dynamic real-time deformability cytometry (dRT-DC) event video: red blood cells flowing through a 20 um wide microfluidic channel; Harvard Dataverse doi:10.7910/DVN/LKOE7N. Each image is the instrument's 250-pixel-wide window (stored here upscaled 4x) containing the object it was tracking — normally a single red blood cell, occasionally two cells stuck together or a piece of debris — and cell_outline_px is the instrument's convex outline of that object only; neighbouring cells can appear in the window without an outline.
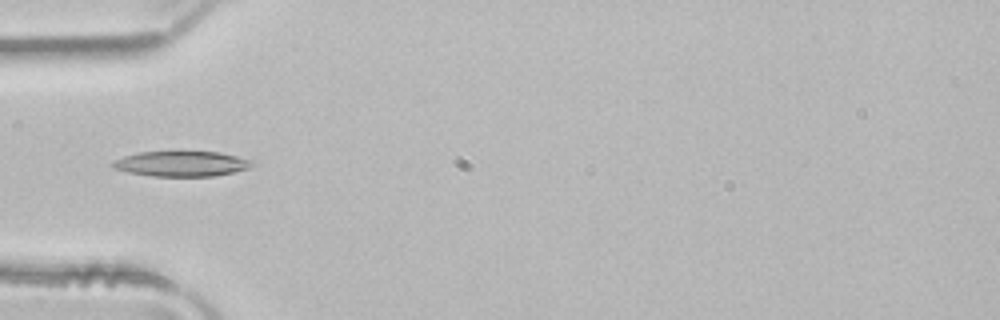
{"species": "common noctule bat (a hibernating species)", "species_latin": "Nyctalus noctula", "temperature_condition": "room temperature", "stored_images_in_passage": 35, "camera_frame_rate_fps": 3000, "um_per_image_px": 0.085, "animal": {"sex": "male", "body_mass_g": 21.5, "forearm_length_mm": 52.0}, "frame": {"image": 1, "passage_image": 1, "time_ms": 0.0, "image_size_px": [1000, 320], "cell_outline_px": [[256, 164], [248, 168], [216, 176], [152, 176], [128, 172], [116, 168], [112, 164], [112, 160], [124, 156], [140, 152], [176, 148], [180, 148], [220, 152], [252, 160]], "centroid_in_image_um": [15.44, 13.86], "position_along_channel_um": 69.6, "area_um2": 21.56}}
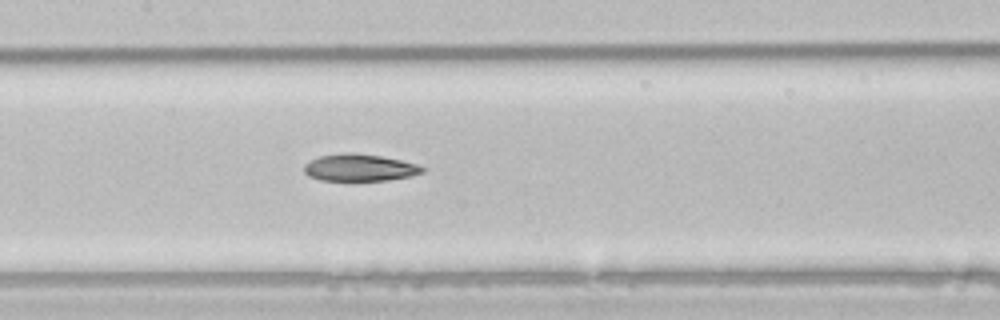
{"frame": {"image": 2, "passage_image": 9, "time_ms": 2.667, "image_size_px": [1000, 320], "cell_outline_px": [[424, 172], [412, 176], [388, 180], [320, 180], [308, 176], [304, 172], [304, 164], [320, 156], [344, 152], [356, 152], [380, 156], [400, 160], [416, 164], [424, 168]], "centroid_in_image_um": [30.55, 14.24], "position_along_channel_um": 176.8, "area_um2": 18.61}}
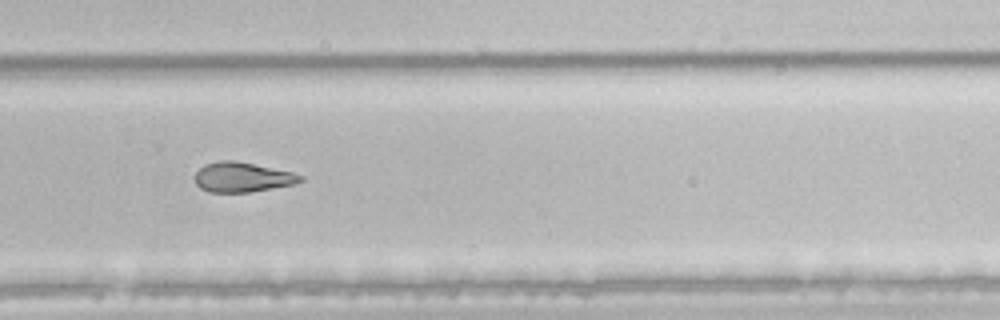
{"frame": {"image": 3, "passage_image": 19, "time_ms": 6.0, "image_size_px": [1000, 320], "cell_outline_px": [[304, 180], [292, 184], [272, 188], [248, 192], [208, 192], [200, 188], [196, 184], [196, 172], [204, 164], [220, 160], [236, 160], [292, 172], [304, 176]], "centroid_in_image_um": [20.58, 15.05], "position_along_channel_um": 309.2, "area_um2": 18.26}, "authors_computed_cell_mechanics": {"area_um2": 19.4786, "velocity_mm_per_s": 3.9911, "shape_relaxation_time_tau1_ms": 5.293, "shape_relaxation_time_tau2_ms": 7.8582, "deformation_change_tau1": 0.1566, "deformation_change_tau2": 0.1826}}